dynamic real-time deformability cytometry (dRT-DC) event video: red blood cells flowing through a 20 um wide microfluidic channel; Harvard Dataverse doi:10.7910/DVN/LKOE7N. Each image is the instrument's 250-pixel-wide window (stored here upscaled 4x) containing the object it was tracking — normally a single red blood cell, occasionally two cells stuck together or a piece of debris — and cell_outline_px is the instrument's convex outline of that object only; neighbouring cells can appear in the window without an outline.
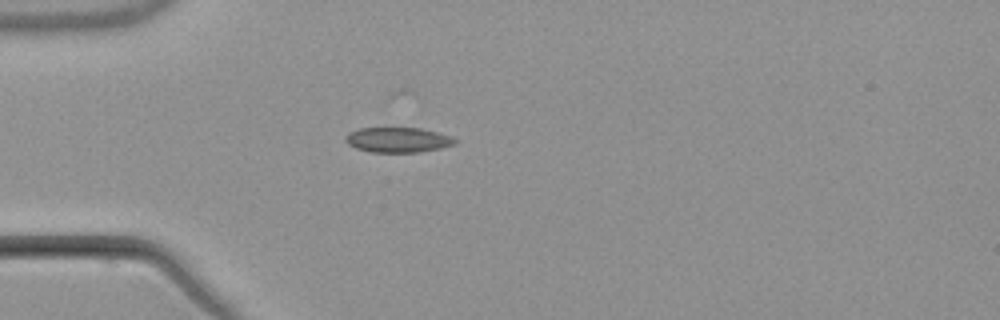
{"species": "common noctule bat (a hibernating species)", "species_latin": "Nyctalus noctula", "temperature_condition": "warm", "stored_images_in_passage": 3, "camera_frame_rate_fps": 3000, "um_per_image_px": 0.085, "animal": {"sex": "male", "body_mass_g": 21.5, "forearm_length_mm": 52.0}, "frame": {"image": 1, "passage_image": 2, "time_ms": 2.333, "image_size_px": [1000, 320], "cell_outline_px": [[460, 140], [456, 144], [440, 148], [420, 152], [372, 152], [356, 148], [348, 144], [344, 140], [344, 136], [348, 132], [360, 128], [420, 128], [452, 136]], "centroid_in_image_um": [33.83, 11.89], "position_along_channel_um": 51.2, "area_um2": 16.13}}